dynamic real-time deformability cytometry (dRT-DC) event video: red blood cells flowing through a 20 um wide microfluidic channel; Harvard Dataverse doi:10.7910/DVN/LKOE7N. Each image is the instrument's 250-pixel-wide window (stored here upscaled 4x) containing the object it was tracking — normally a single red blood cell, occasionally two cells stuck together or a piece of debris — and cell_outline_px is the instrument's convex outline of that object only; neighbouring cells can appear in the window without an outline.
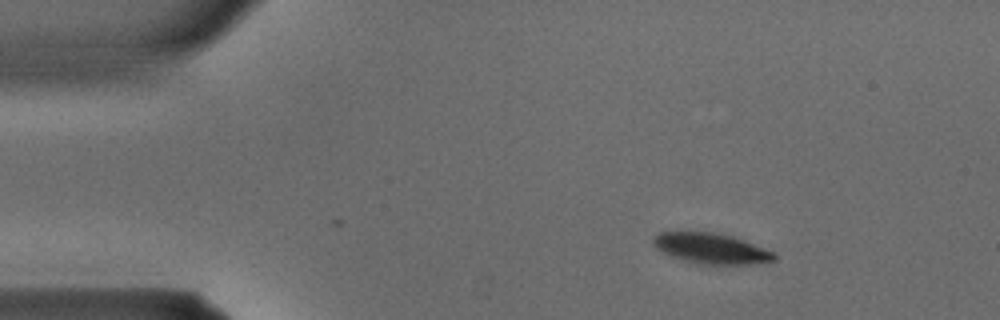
{"species": "common noctule bat (a hibernating species)", "species_latin": "Nyctalus noctula", "temperature_condition": "warm", "stored_images_in_passage": 25, "camera_frame_rate_fps": 3000, "um_per_image_px": 0.085, "animal": {"sex": "male", "body_mass_g": 15.6}, "frame": {"image": 1, "passage_image": 1, "time_ms": 0.0, "image_size_px": [1000, 320], "cell_outline_px": [[776, 260], [748, 264], [696, 264], [672, 256], [656, 248], [652, 244], [652, 240], [660, 232], [712, 232], [732, 236], [744, 240], [776, 252]], "centroid_in_image_um": [60.47, 21.12], "position_along_channel_um": 24.5, "area_um2": 21.39}}
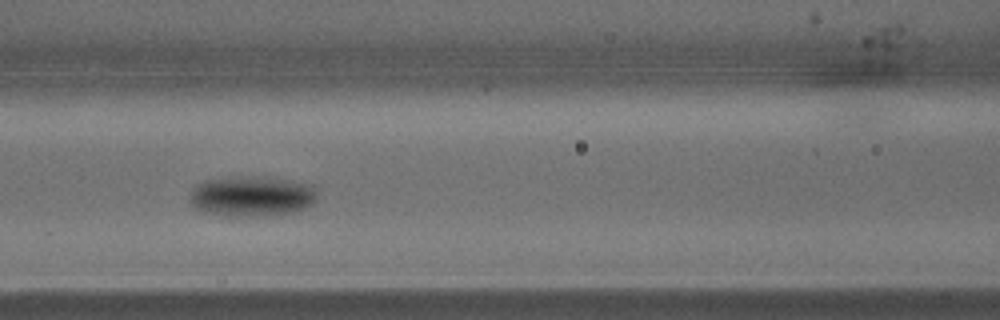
{"frame": {"image": 2, "passage_image": 11, "time_ms": 3.333, "image_size_px": [1000, 320], "cell_outline_px": [[316, 200], [312, 204], [304, 208], [292, 212], [264, 216], [228, 216], [204, 212], [196, 208], [192, 204], [192, 188], [196, 184], [204, 180], [252, 176], [264, 176], [312, 184], [316, 188]], "centroid_in_image_um": [21.43, 16.67], "position_along_channel_um": 145.2, "area_um2": 29.94}}
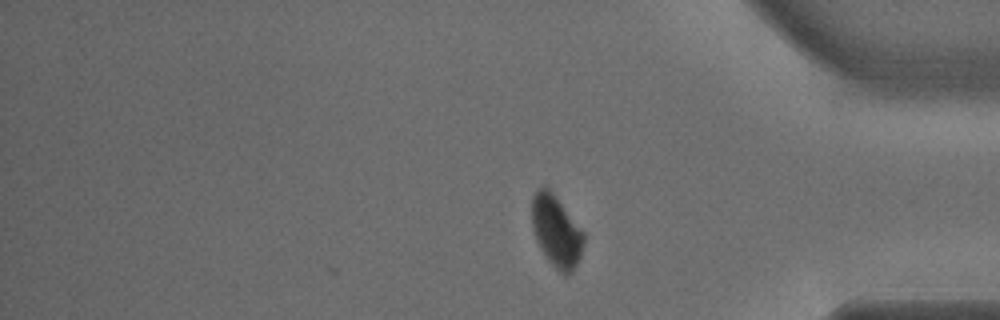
{"frame": {"image": 3, "passage_image": 25, "time_ms": 8.0, "image_size_px": [1000, 320], "cell_outline_px": [[584, 244], [580, 256], [572, 272], [568, 276], [564, 276], [548, 260], [536, 240], [532, 228], [532, 196], [536, 188], [540, 184], [544, 184], [552, 192], [584, 232]], "centroid_in_image_um": [47.27, 19.62], "position_along_channel_um": 387.9, "area_um2": 21.68}}